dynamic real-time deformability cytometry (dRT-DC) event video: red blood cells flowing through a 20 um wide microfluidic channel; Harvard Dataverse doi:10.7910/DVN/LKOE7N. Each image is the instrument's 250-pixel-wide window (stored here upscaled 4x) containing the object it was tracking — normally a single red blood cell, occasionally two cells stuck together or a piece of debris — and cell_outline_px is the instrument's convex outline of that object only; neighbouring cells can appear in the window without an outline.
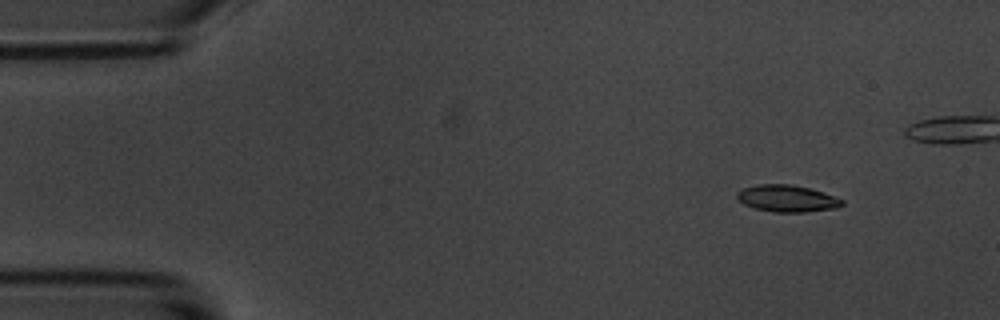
{"species": "common noctule bat (a hibernating species)", "species_latin": "Nyctalus noctula", "temperature_condition": "room temperature", "stored_images_in_passage": 5, "camera_frame_rate_fps": 3000, "um_per_image_px": 0.085, "animal": {"sex": "male", "body_mass_g": 20.1, "forearm_length_mm": 53.5}, "frame": {"image": 1, "passage_image": 1, "time_ms": 0.0, "image_size_px": [1000, 320], "cell_outline_px": [[844, 204], [836, 208], [804, 212], [772, 212], [756, 208], [744, 204], [736, 196], [736, 192], [744, 188], [760, 184], [792, 184], [808, 188], [844, 200]], "centroid_in_image_um": [66.89, 16.87], "position_along_channel_um": 18.1, "area_um2": 16.18}}